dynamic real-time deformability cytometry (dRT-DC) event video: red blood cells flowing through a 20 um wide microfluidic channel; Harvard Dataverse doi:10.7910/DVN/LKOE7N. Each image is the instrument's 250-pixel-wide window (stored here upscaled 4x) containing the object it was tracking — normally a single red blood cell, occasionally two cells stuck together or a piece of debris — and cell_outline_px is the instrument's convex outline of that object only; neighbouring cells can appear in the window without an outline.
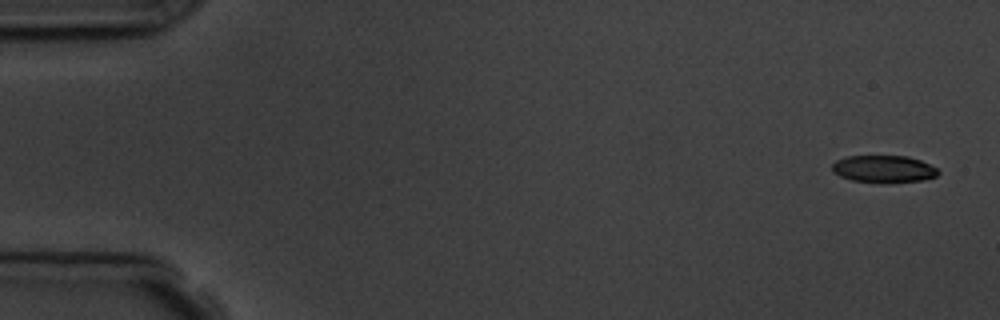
{"species": "common noctule bat (a hibernating species)", "species_latin": "Nyctalus noctula", "temperature_condition": "room temperature", "stored_images_in_passage": 4, "camera_frame_rate_fps": 3000, "um_per_image_px": 0.085, "animal": {"sex": "male", "body_mass_g": 19.5, "forearm_length_mm": 54.6}, "frame": {"image": 1, "passage_image": 1, "time_ms": 0.0, "image_size_px": [1000, 320], "cell_outline_px": [[940, 172], [936, 176], [924, 180], [888, 184], [880, 184], [852, 180], [840, 176], [832, 172], [832, 164], [836, 160], [848, 156], [908, 156], [920, 160], [936, 168]], "centroid_in_image_um": [75.11, 14.39], "position_along_channel_um": 9.9, "area_um2": 17.17}}
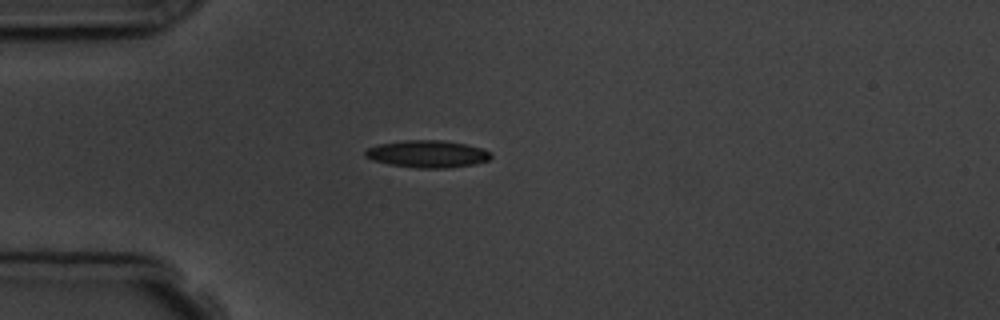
{"frame": {"image": 2, "passage_image": 4, "time_ms": 4.333, "image_size_px": [1000, 320], "cell_outline_px": [[492, 156], [488, 160], [476, 164], [448, 168], [416, 168], [388, 164], [372, 160], [364, 156], [364, 152], [368, 148], [376, 144], [404, 140], [440, 140], [464, 144], [480, 148], [492, 152]], "centroid_in_image_um": [36.31, 13.09], "position_along_channel_um": 48.7, "area_um2": 20.06}}